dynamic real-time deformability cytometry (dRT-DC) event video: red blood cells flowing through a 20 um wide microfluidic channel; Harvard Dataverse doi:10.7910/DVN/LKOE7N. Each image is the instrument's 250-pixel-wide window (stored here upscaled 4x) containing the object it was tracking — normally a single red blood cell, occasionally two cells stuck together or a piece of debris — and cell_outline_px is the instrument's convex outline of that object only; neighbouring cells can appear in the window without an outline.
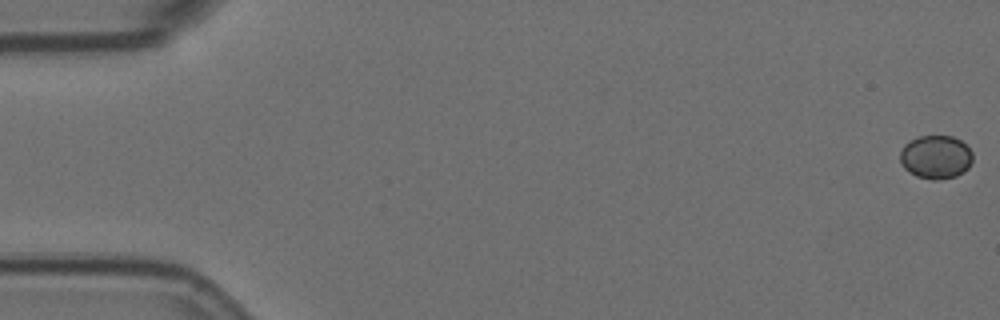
{"species": "Egyptian fruit bat (a non-hibernating species)", "species_latin": "Rousettus aegyptiacus", "temperature_condition": "room temperature", "stored_images_in_passage": 5, "camera_frame_rate_fps": 3000, "um_per_image_px": 0.085, "animal": {"sex": "female"}, "frame": {"image": 1, "passage_image": 1, "time_ms": 0.0, "image_size_px": [1000, 320], "cell_outline_px": [[972, 160], [968, 168], [964, 172], [956, 176], [940, 180], [932, 180], [916, 176], [908, 172], [904, 168], [900, 160], [900, 152], [904, 144], [920, 136], [952, 136], [960, 140], [972, 152]], "centroid_in_image_um": [79.54, 13.36], "position_along_channel_um": 5.5, "area_um2": 18.44}}
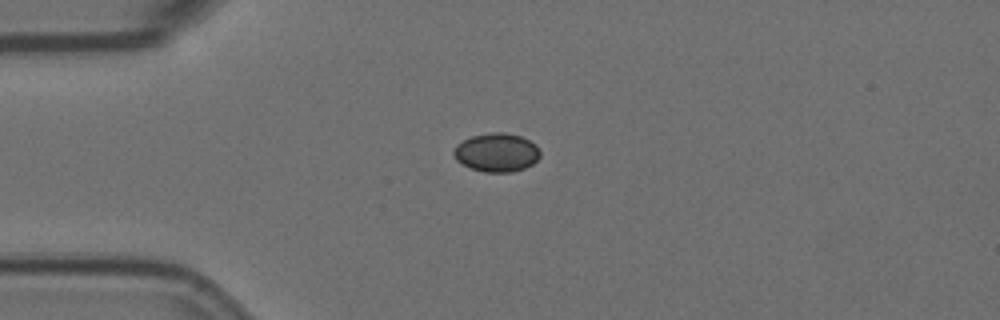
{"frame": {"image": 2, "passage_image": 5, "time_ms": 1.333, "image_size_px": [1000, 320], "cell_outline_px": [[540, 156], [532, 164], [524, 168], [512, 172], [484, 172], [468, 168], [456, 160], [452, 152], [456, 144], [472, 136], [492, 132], [504, 132], [520, 136], [536, 144], [540, 152]], "centroid_in_image_um": [42.19, 12.96], "position_along_channel_um": 42.8, "area_um2": 19.54}}